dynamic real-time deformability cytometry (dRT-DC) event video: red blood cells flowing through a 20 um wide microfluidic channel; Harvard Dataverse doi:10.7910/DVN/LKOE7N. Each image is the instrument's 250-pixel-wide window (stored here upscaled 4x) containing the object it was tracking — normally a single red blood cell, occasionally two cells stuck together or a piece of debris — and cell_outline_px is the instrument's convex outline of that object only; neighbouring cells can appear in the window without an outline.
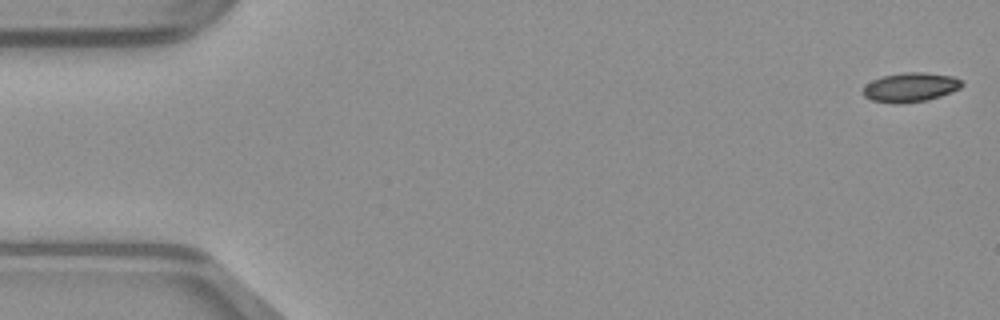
{"species": "common noctule bat (a hibernating species)", "species_latin": "Nyctalus noctula", "temperature_condition": "warm", "stored_images_in_passage": 49, "camera_frame_rate_fps": 3000, "um_per_image_px": 0.085, "animal": {"sex": "male", "body_mass_g": 23.1, "forearm_length_mm": 52.7}, "frame": {"image": 1, "passage_image": 1, "time_ms": 0.0, "image_size_px": [1000, 320], "cell_outline_px": [[964, 84], [960, 88], [952, 92], [928, 100], [904, 104], [892, 104], [872, 100], [864, 96], [864, 88], [872, 80], [884, 76], [904, 72], [924, 72], [952, 76], [964, 80]], "centroid_in_image_um": [77.44, 7.43], "position_along_channel_um": 7.6, "area_um2": 16.99}}
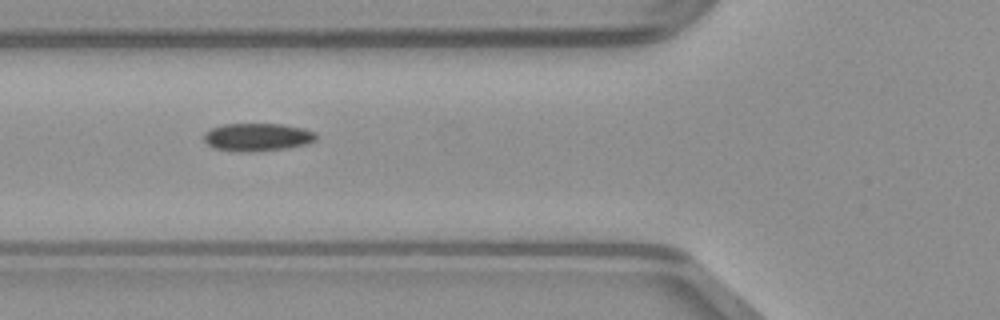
{"frame": {"image": 2, "passage_image": 18, "time_ms": 5.667, "image_size_px": [1000, 320], "cell_outline_px": [[316, 140], [304, 144], [288, 148], [248, 152], [236, 152], [212, 148], [204, 140], [204, 132], [212, 128], [224, 124], [280, 124], [304, 128], [316, 132]], "centroid_in_image_um": [21.86, 11.66], "position_along_channel_um": 103.9, "area_um2": 18.32}}
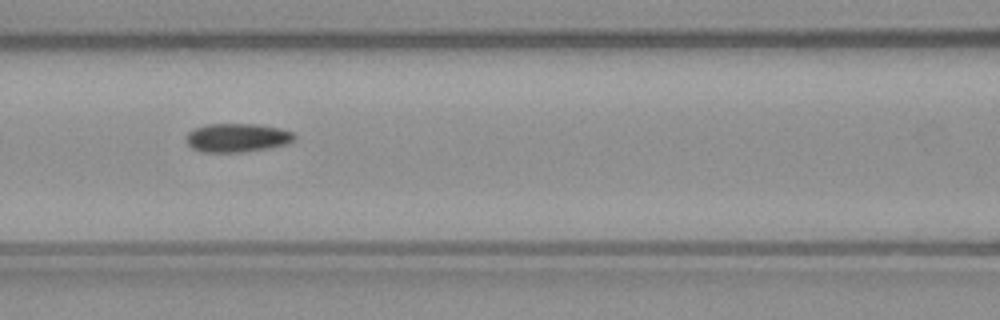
{"frame": {"image": 3, "passage_image": 21, "time_ms": 6.667, "image_size_px": [1000, 320], "cell_outline_px": [[296, 136], [288, 144], [268, 148], [240, 152], [200, 152], [192, 148], [188, 144], [188, 132], [192, 128], [208, 124], [256, 124], [280, 128], [292, 132]], "centroid_in_image_um": [20.15, 11.7], "position_along_channel_um": 146.4, "area_um2": 18.03}}